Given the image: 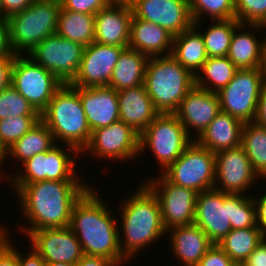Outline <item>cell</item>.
<instances>
[{
	"mask_svg": "<svg viewBox=\"0 0 266 266\" xmlns=\"http://www.w3.org/2000/svg\"><path fill=\"white\" fill-rule=\"evenodd\" d=\"M11 186L29 224L20 228L27 237L35 230L68 227L74 204L90 188L82 181L49 180Z\"/></svg>",
	"mask_w": 266,
	"mask_h": 266,
	"instance_id": "obj_1",
	"label": "cell"
},
{
	"mask_svg": "<svg viewBox=\"0 0 266 266\" xmlns=\"http://www.w3.org/2000/svg\"><path fill=\"white\" fill-rule=\"evenodd\" d=\"M89 188L74 204L69 227L82 246L84 255L101 256L119 266L129 262L119 246V219L93 190Z\"/></svg>",
	"mask_w": 266,
	"mask_h": 266,
	"instance_id": "obj_2",
	"label": "cell"
},
{
	"mask_svg": "<svg viewBox=\"0 0 266 266\" xmlns=\"http://www.w3.org/2000/svg\"><path fill=\"white\" fill-rule=\"evenodd\" d=\"M132 194L119 205V246L128 261L167 234L155 194L144 183Z\"/></svg>",
	"mask_w": 266,
	"mask_h": 266,
	"instance_id": "obj_3",
	"label": "cell"
},
{
	"mask_svg": "<svg viewBox=\"0 0 266 266\" xmlns=\"http://www.w3.org/2000/svg\"><path fill=\"white\" fill-rule=\"evenodd\" d=\"M143 85L159 113L174 114L195 76L172 55L149 57Z\"/></svg>",
	"mask_w": 266,
	"mask_h": 266,
	"instance_id": "obj_4",
	"label": "cell"
},
{
	"mask_svg": "<svg viewBox=\"0 0 266 266\" xmlns=\"http://www.w3.org/2000/svg\"><path fill=\"white\" fill-rule=\"evenodd\" d=\"M40 119L50 129L57 143L61 140L81 153L90 141L92 132L79 93L70 84H64L54 94L40 113Z\"/></svg>",
	"mask_w": 266,
	"mask_h": 266,
	"instance_id": "obj_5",
	"label": "cell"
},
{
	"mask_svg": "<svg viewBox=\"0 0 266 266\" xmlns=\"http://www.w3.org/2000/svg\"><path fill=\"white\" fill-rule=\"evenodd\" d=\"M60 9L59 0H34L23 11L8 17L9 43L13 54L27 55L38 43L56 34Z\"/></svg>",
	"mask_w": 266,
	"mask_h": 266,
	"instance_id": "obj_6",
	"label": "cell"
},
{
	"mask_svg": "<svg viewBox=\"0 0 266 266\" xmlns=\"http://www.w3.org/2000/svg\"><path fill=\"white\" fill-rule=\"evenodd\" d=\"M193 141L175 114L160 113L139 134V153L149 149L162 173Z\"/></svg>",
	"mask_w": 266,
	"mask_h": 266,
	"instance_id": "obj_7",
	"label": "cell"
},
{
	"mask_svg": "<svg viewBox=\"0 0 266 266\" xmlns=\"http://www.w3.org/2000/svg\"><path fill=\"white\" fill-rule=\"evenodd\" d=\"M64 146L66 148L56 144L50 150L38 153L24 162L21 165L22 169H19L18 173L16 171L15 174H12L14 176L9 177V180L12 181L11 184H32L44 180L81 181L75 170L74 156L78 157L83 153L72 146L66 144Z\"/></svg>",
	"mask_w": 266,
	"mask_h": 266,
	"instance_id": "obj_8",
	"label": "cell"
},
{
	"mask_svg": "<svg viewBox=\"0 0 266 266\" xmlns=\"http://www.w3.org/2000/svg\"><path fill=\"white\" fill-rule=\"evenodd\" d=\"M215 153L195 140L162 173L168 181L197 193L214 188Z\"/></svg>",
	"mask_w": 266,
	"mask_h": 266,
	"instance_id": "obj_9",
	"label": "cell"
},
{
	"mask_svg": "<svg viewBox=\"0 0 266 266\" xmlns=\"http://www.w3.org/2000/svg\"><path fill=\"white\" fill-rule=\"evenodd\" d=\"M11 85L41 113L64 84L29 56L14 55Z\"/></svg>",
	"mask_w": 266,
	"mask_h": 266,
	"instance_id": "obj_10",
	"label": "cell"
},
{
	"mask_svg": "<svg viewBox=\"0 0 266 266\" xmlns=\"http://www.w3.org/2000/svg\"><path fill=\"white\" fill-rule=\"evenodd\" d=\"M263 86L262 68L238 69L233 79L218 92L221 111L243 123L253 122Z\"/></svg>",
	"mask_w": 266,
	"mask_h": 266,
	"instance_id": "obj_11",
	"label": "cell"
},
{
	"mask_svg": "<svg viewBox=\"0 0 266 266\" xmlns=\"http://www.w3.org/2000/svg\"><path fill=\"white\" fill-rule=\"evenodd\" d=\"M84 48L78 42L53 34L38 43L28 55L63 84H70L78 73Z\"/></svg>",
	"mask_w": 266,
	"mask_h": 266,
	"instance_id": "obj_12",
	"label": "cell"
},
{
	"mask_svg": "<svg viewBox=\"0 0 266 266\" xmlns=\"http://www.w3.org/2000/svg\"><path fill=\"white\" fill-rule=\"evenodd\" d=\"M143 182L157 197L166 230L194 223L198 193L168 181L162 174Z\"/></svg>",
	"mask_w": 266,
	"mask_h": 266,
	"instance_id": "obj_13",
	"label": "cell"
},
{
	"mask_svg": "<svg viewBox=\"0 0 266 266\" xmlns=\"http://www.w3.org/2000/svg\"><path fill=\"white\" fill-rule=\"evenodd\" d=\"M94 155L97 159L130 160L138 157L139 133L131 126L118 120L107 127L92 131L88 145L82 151ZM100 157V158H99Z\"/></svg>",
	"mask_w": 266,
	"mask_h": 266,
	"instance_id": "obj_14",
	"label": "cell"
},
{
	"mask_svg": "<svg viewBox=\"0 0 266 266\" xmlns=\"http://www.w3.org/2000/svg\"><path fill=\"white\" fill-rule=\"evenodd\" d=\"M233 194L216 189L198 193L194 224L200 227L213 244H218L232 230Z\"/></svg>",
	"mask_w": 266,
	"mask_h": 266,
	"instance_id": "obj_15",
	"label": "cell"
},
{
	"mask_svg": "<svg viewBox=\"0 0 266 266\" xmlns=\"http://www.w3.org/2000/svg\"><path fill=\"white\" fill-rule=\"evenodd\" d=\"M215 168L214 189L227 194H248L247 190L261 179L241 146L215 153Z\"/></svg>",
	"mask_w": 266,
	"mask_h": 266,
	"instance_id": "obj_16",
	"label": "cell"
},
{
	"mask_svg": "<svg viewBox=\"0 0 266 266\" xmlns=\"http://www.w3.org/2000/svg\"><path fill=\"white\" fill-rule=\"evenodd\" d=\"M133 17L155 23L173 36L193 25L188 0H127Z\"/></svg>",
	"mask_w": 266,
	"mask_h": 266,
	"instance_id": "obj_17",
	"label": "cell"
},
{
	"mask_svg": "<svg viewBox=\"0 0 266 266\" xmlns=\"http://www.w3.org/2000/svg\"><path fill=\"white\" fill-rule=\"evenodd\" d=\"M124 47L93 42L86 46L72 87H105L109 85L115 64Z\"/></svg>",
	"mask_w": 266,
	"mask_h": 266,
	"instance_id": "obj_18",
	"label": "cell"
},
{
	"mask_svg": "<svg viewBox=\"0 0 266 266\" xmlns=\"http://www.w3.org/2000/svg\"><path fill=\"white\" fill-rule=\"evenodd\" d=\"M31 247L46 263L77 264L84 256L82 246L71 228H45L28 236Z\"/></svg>",
	"mask_w": 266,
	"mask_h": 266,
	"instance_id": "obj_19",
	"label": "cell"
},
{
	"mask_svg": "<svg viewBox=\"0 0 266 266\" xmlns=\"http://www.w3.org/2000/svg\"><path fill=\"white\" fill-rule=\"evenodd\" d=\"M221 111L218 93H213L194 85L182 99L178 110L174 113L185 127L188 135L193 128L198 138ZM192 133H191V132Z\"/></svg>",
	"mask_w": 266,
	"mask_h": 266,
	"instance_id": "obj_20",
	"label": "cell"
},
{
	"mask_svg": "<svg viewBox=\"0 0 266 266\" xmlns=\"http://www.w3.org/2000/svg\"><path fill=\"white\" fill-rule=\"evenodd\" d=\"M132 9L127 0H115L95 14V42L129 47Z\"/></svg>",
	"mask_w": 266,
	"mask_h": 266,
	"instance_id": "obj_21",
	"label": "cell"
},
{
	"mask_svg": "<svg viewBox=\"0 0 266 266\" xmlns=\"http://www.w3.org/2000/svg\"><path fill=\"white\" fill-rule=\"evenodd\" d=\"M78 93L91 132L120 120L118 92L105 87H73Z\"/></svg>",
	"mask_w": 266,
	"mask_h": 266,
	"instance_id": "obj_22",
	"label": "cell"
},
{
	"mask_svg": "<svg viewBox=\"0 0 266 266\" xmlns=\"http://www.w3.org/2000/svg\"><path fill=\"white\" fill-rule=\"evenodd\" d=\"M247 28H251V31H246ZM261 29L266 30V26L241 23L234 29L227 57L238 69L263 67L266 36L258 40L255 34Z\"/></svg>",
	"mask_w": 266,
	"mask_h": 266,
	"instance_id": "obj_23",
	"label": "cell"
},
{
	"mask_svg": "<svg viewBox=\"0 0 266 266\" xmlns=\"http://www.w3.org/2000/svg\"><path fill=\"white\" fill-rule=\"evenodd\" d=\"M170 235L171 250L180 264L197 266L213 246L207 234L196 224L176 226L166 231Z\"/></svg>",
	"mask_w": 266,
	"mask_h": 266,
	"instance_id": "obj_24",
	"label": "cell"
},
{
	"mask_svg": "<svg viewBox=\"0 0 266 266\" xmlns=\"http://www.w3.org/2000/svg\"><path fill=\"white\" fill-rule=\"evenodd\" d=\"M118 103L120 120L139 134L160 114L143 84L118 91Z\"/></svg>",
	"mask_w": 266,
	"mask_h": 266,
	"instance_id": "obj_25",
	"label": "cell"
},
{
	"mask_svg": "<svg viewBox=\"0 0 266 266\" xmlns=\"http://www.w3.org/2000/svg\"><path fill=\"white\" fill-rule=\"evenodd\" d=\"M174 36L159 25L132 17L129 48L148 57L171 54Z\"/></svg>",
	"mask_w": 266,
	"mask_h": 266,
	"instance_id": "obj_26",
	"label": "cell"
},
{
	"mask_svg": "<svg viewBox=\"0 0 266 266\" xmlns=\"http://www.w3.org/2000/svg\"><path fill=\"white\" fill-rule=\"evenodd\" d=\"M243 122L220 111L195 141L213 153L241 145Z\"/></svg>",
	"mask_w": 266,
	"mask_h": 266,
	"instance_id": "obj_27",
	"label": "cell"
},
{
	"mask_svg": "<svg viewBox=\"0 0 266 266\" xmlns=\"http://www.w3.org/2000/svg\"><path fill=\"white\" fill-rule=\"evenodd\" d=\"M200 24L194 22L190 28L174 36L170 54L194 76L208 58L203 37L200 31L198 32Z\"/></svg>",
	"mask_w": 266,
	"mask_h": 266,
	"instance_id": "obj_28",
	"label": "cell"
},
{
	"mask_svg": "<svg viewBox=\"0 0 266 266\" xmlns=\"http://www.w3.org/2000/svg\"><path fill=\"white\" fill-rule=\"evenodd\" d=\"M149 57L132 48H125L115 64L108 87L115 91L142 85Z\"/></svg>",
	"mask_w": 266,
	"mask_h": 266,
	"instance_id": "obj_29",
	"label": "cell"
},
{
	"mask_svg": "<svg viewBox=\"0 0 266 266\" xmlns=\"http://www.w3.org/2000/svg\"><path fill=\"white\" fill-rule=\"evenodd\" d=\"M56 144L50 129L40 120L23 137L8 148L5 152L3 164L10 155V159L13 157L14 160L16 159L15 163L18 160L19 164L21 163L20 165H22L34 155L48 151Z\"/></svg>",
	"mask_w": 266,
	"mask_h": 266,
	"instance_id": "obj_30",
	"label": "cell"
},
{
	"mask_svg": "<svg viewBox=\"0 0 266 266\" xmlns=\"http://www.w3.org/2000/svg\"><path fill=\"white\" fill-rule=\"evenodd\" d=\"M56 34L84 47L95 42V15L60 9Z\"/></svg>",
	"mask_w": 266,
	"mask_h": 266,
	"instance_id": "obj_31",
	"label": "cell"
},
{
	"mask_svg": "<svg viewBox=\"0 0 266 266\" xmlns=\"http://www.w3.org/2000/svg\"><path fill=\"white\" fill-rule=\"evenodd\" d=\"M237 70L238 68L227 56L208 57L202 69L195 76V85L218 93L233 79Z\"/></svg>",
	"mask_w": 266,
	"mask_h": 266,
	"instance_id": "obj_32",
	"label": "cell"
},
{
	"mask_svg": "<svg viewBox=\"0 0 266 266\" xmlns=\"http://www.w3.org/2000/svg\"><path fill=\"white\" fill-rule=\"evenodd\" d=\"M264 239L259 228L232 229L217 245L235 264L243 263Z\"/></svg>",
	"mask_w": 266,
	"mask_h": 266,
	"instance_id": "obj_33",
	"label": "cell"
},
{
	"mask_svg": "<svg viewBox=\"0 0 266 266\" xmlns=\"http://www.w3.org/2000/svg\"><path fill=\"white\" fill-rule=\"evenodd\" d=\"M253 170L263 178L266 175V127L254 122L244 123L241 145Z\"/></svg>",
	"mask_w": 266,
	"mask_h": 266,
	"instance_id": "obj_34",
	"label": "cell"
},
{
	"mask_svg": "<svg viewBox=\"0 0 266 266\" xmlns=\"http://www.w3.org/2000/svg\"><path fill=\"white\" fill-rule=\"evenodd\" d=\"M240 24L236 19L212 20L206 31L201 32L208 57L227 56L234 29Z\"/></svg>",
	"mask_w": 266,
	"mask_h": 266,
	"instance_id": "obj_35",
	"label": "cell"
},
{
	"mask_svg": "<svg viewBox=\"0 0 266 266\" xmlns=\"http://www.w3.org/2000/svg\"><path fill=\"white\" fill-rule=\"evenodd\" d=\"M188 3L193 22L203 21L207 16L211 21L235 18V0H188Z\"/></svg>",
	"mask_w": 266,
	"mask_h": 266,
	"instance_id": "obj_36",
	"label": "cell"
},
{
	"mask_svg": "<svg viewBox=\"0 0 266 266\" xmlns=\"http://www.w3.org/2000/svg\"><path fill=\"white\" fill-rule=\"evenodd\" d=\"M40 120V116H16L0 120V147L6 152Z\"/></svg>",
	"mask_w": 266,
	"mask_h": 266,
	"instance_id": "obj_37",
	"label": "cell"
},
{
	"mask_svg": "<svg viewBox=\"0 0 266 266\" xmlns=\"http://www.w3.org/2000/svg\"><path fill=\"white\" fill-rule=\"evenodd\" d=\"M16 116H40V113L10 84L0 91V120Z\"/></svg>",
	"mask_w": 266,
	"mask_h": 266,
	"instance_id": "obj_38",
	"label": "cell"
},
{
	"mask_svg": "<svg viewBox=\"0 0 266 266\" xmlns=\"http://www.w3.org/2000/svg\"><path fill=\"white\" fill-rule=\"evenodd\" d=\"M232 229L258 228L253 195L233 194Z\"/></svg>",
	"mask_w": 266,
	"mask_h": 266,
	"instance_id": "obj_39",
	"label": "cell"
},
{
	"mask_svg": "<svg viewBox=\"0 0 266 266\" xmlns=\"http://www.w3.org/2000/svg\"><path fill=\"white\" fill-rule=\"evenodd\" d=\"M235 18L241 24L266 26V0H235Z\"/></svg>",
	"mask_w": 266,
	"mask_h": 266,
	"instance_id": "obj_40",
	"label": "cell"
},
{
	"mask_svg": "<svg viewBox=\"0 0 266 266\" xmlns=\"http://www.w3.org/2000/svg\"><path fill=\"white\" fill-rule=\"evenodd\" d=\"M61 8L84 14H96L115 0H59Z\"/></svg>",
	"mask_w": 266,
	"mask_h": 266,
	"instance_id": "obj_41",
	"label": "cell"
},
{
	"mask_svg": "<svg viewBox=\"0 0 266 266\" xmlns=\"http://www.w3.org/2000/svg\"><path fill=\"white\" fill-rule=\"evenodd\" d=\"M3 226L0 233V266H19V249L12 244L7 233V227ZM9 236V237H8Z\"/></svg>",
	"mask_w": 266,
	"mask_h": 266,
	"instance_id": "obj_42",
	"label": "cell"
},
{
	"mask_svg": "<svg viewBox=\"0 0 266 266\" xmlns=\"http://www.w3.org/2000/svg\"><path fill=\"white\" fill-rule=\"evenodd\" d=\"M197 266H235V263L217 244H213Z\"/></svg>",
	"mask_w": 266,
	"mask_h": 266,
	"instance_id": "obj_43",
	"label": "cell"
},
{
	"mask_svg": "<svg viewBox=\"0 0 266 266\" xmlns=\"http://www.w3.org/2000/svg\"><path fill=\"white\" fill-rule=\"evenodd\" d=\"M0 58H14L9 43L7 18H0Z\"/></svg>",
	"mask_w": 266,
	"mask_h": 266,
	"instance_id": "obj_44",
	"label": "cell"
},
{
	"mask_svg": "<svg viewBox=\"0 0 266 266\" xmlns=\"http://www.w3.org/2000/svg\"><path fill=\"white\" fill-rule=\"evenodd\" d=\"M255 208H256V222L257 227L260 229L264 238H266V192L260 196L255 198Z\"/></svg>",
	"mask_w": 266,
	"mask_h": 266,
	"instance_id": "obj_45",
	"label": "cell"
},
{
	"mask_svg": "<svg viewBox=\"0 0 266 266\" xmlns=\"http://www.w3.org/2000/svg\"><path fill=\"white\" fill-rule=\"evenodd\" d=\"M246 266H266V238H264L243 262Z\"/></svg>",
	"mask_w": 266,
	"mask_h": 266,
	"instance_id": "obj_46",
	"label": "cell"
},
{
	"mask_svg": "<svg viewBox=\"0 0 266 266\" xmlns=\"http://www.w3.org/2000/svg\"><path fill=\"white\" fill-rule=\"evenodd\" d=\"M34 0H1L5 18L19 13L29 7Z\"/></svg>",
	"mask_w": 266,
	"mask_h": 266,
	"instance_id": "obj_47",
	"label": "cell"
},
{
	"mask_svg": "<svg viewBox=\"0 0 266 266\" xmlns=\"http://www.w3.org/2000/svg\"><path fill=\"white\" fill-rule=\"evenodd\" d=\"M14 58H0V91L11 84V68Z\"/></svg>",
	"mask_w": 266,
	"mask_h": 266,
	"instance_id": "obj_48",
	"label": "cell"
},
{
	"mask_svg": "<svg viewBox=\"0 0 266 266\" xmlns=\"http://www.w3.org/2000/svg\"><path fill=\"white\" fill-rule=\"evenodd\" d=\"M28 250L27 256L19 253V266H47L44 259L32 247Z\"/></svg>",
	"mask_w": 266,
	"mask_h": 266,
	"instance_id": "obj_49",
	"label": "cell"
},
{
	"mask_svg": "<svg viewBox=\"0 0 266 266\" xmlns=\"http://www.w3.org/2000/svg\"><path fill=\"white\" fill-rule=\"evenodd\" d=\"M76 266H119L115 261L101 256L84 255Z\"/></svg>",
	"mask_w": 266,
	"mask_h": 266,
	"instance_id": "obj_50",
	"label": "cell"
},
{
	"mask_svg": "<svg viewBox=\"0 0 266 266\" xmlns=\"http://www.w3.org/2000/svg\"><path fill=\"white\" fill-rule=\"evenodd\" d=\"M257 125L266 127V84H264L258 100L257 112L253 121Z\"/></svg>",
	"mask_w": 266,
	"mask_h": 266,
	"instance_id": "obj_51",
	"label": "cell"
},
{
	"mask_svg": "<svg viewBox=\"0 0 266 266\" xmlns=\"http://www.w3.org/2000/svg\"><path fill=\"white\" fill-rule=\"evenodd\" d=\"M47 266H76V264L64 263V262H53V263H47Z\"/></svg>",
	"mask_w": 266,
	"mask_h": 266,
	"instance_id": "obj_52",
	"label": "cell"
},
{
	"mask_svg": "<svg viewBox=\"0 0 266 266\" xmlns=\"http://www.w3.org/2000/svg\"><path fill=\"white\" fill-rule=\"evenodd\" d=\"M263 74H264V84H266V48L264 52V60H263Z\"/></svg>",
	"mask_w": 266,
	"mask_h": 266,
	"instance_id": "obj_53",
	"label": "cell"
},
{
	"mask_svg": "<svg viewBox=\"0 0 266 266\" xmlns=\"http://www.w3.org/2000/svg\"><path fill=\"white\" fill-rule=\"evenodd\" d=\"M4 157H5V151L0 147V166H2L1 164L4 161ZM3 178L0 174V179Z\"/></svg>",
	"mask_w": 266,
	"mask_h": 266,
	"instance_id": "obj_54",
	"label": "cell"
},
{
	"mask_svg": "<svg viewBox=\"0 0 266 266\" xmlns=\"http://www.w3.org/2000/svg\"><path fill=\"white\" fill-rule=\"evenodd\" d=\"M0 18H5L4 13H3V8L1 5V0H0Z\"/></svg>",
	"mask_w": 266,
	"mask_h": 266,
	"instance_id": "obj_55",
	"label": "cell"
},
{
	"mask_svg": "<svg viewBox=\"0 0 266 266\" xmlns=\"http://www.w3.org/2000/svg\"><path fill=\"white\" fill-rule=\"evenodd\" d=\"M235 266H246L244 263L235 264Z\"/></svg>",
	"mask_w": 266,
	"mask_h": 266,
	"instance_id": "obj_56",
	"label": "cell"
},
{
	"mask_svg": "<svg viewBox=\"0 0 266 266\" xmlns=\"http://www.w3.org/2000/svg\"><path fill=\"white\" fill-rule=\"evenodd\" d=\"M2 230H3V226L0 225V233H1Z\"/></svg>",
	"mask_w": 266,
	"mask_h": 266,
	"instance_id": "obj_57",
	"label": "cell"
}]
</instances>
